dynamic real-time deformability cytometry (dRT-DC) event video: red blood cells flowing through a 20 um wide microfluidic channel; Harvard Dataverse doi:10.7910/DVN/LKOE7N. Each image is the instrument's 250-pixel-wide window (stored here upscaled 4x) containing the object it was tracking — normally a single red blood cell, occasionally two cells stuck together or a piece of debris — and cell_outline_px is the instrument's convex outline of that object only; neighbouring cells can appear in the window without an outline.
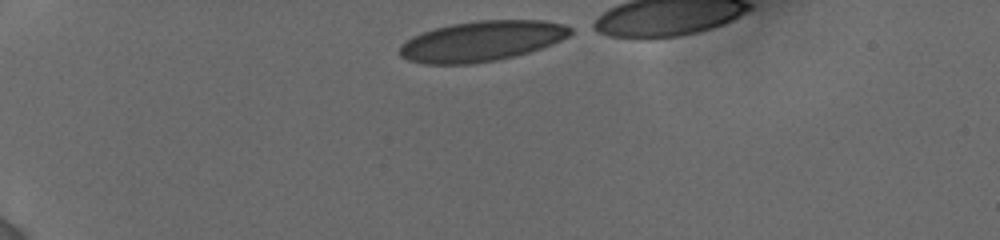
{"species": "human", "species_latin": "Homo sapiens", "temperature_condition": "cold", "stored_images_in_passage": 16, "camera_frame_rate_fps": 3000, "um_per_image_px": 0.085, "donor": {"sex": "female"}, "frame": {"image": 1, "passage_image": 1, "time_ms": 0.0, "image_size_px": [1000, 240], "cell_outline_px": [[572, 32], [568, 36], [552, 44], [528, 52], [496, 60], [472, 64], [424, 64], [408, 60], [400, 56], [400, 44], [412, 36], [436, 28], [452, 24], [480, 20], [544, 20], [564, 24], [572, 28]], "centroid_in_image_um": [40.93, 3.49], "position_along_channel_um": 44.1, "area_um2": 39.94}}
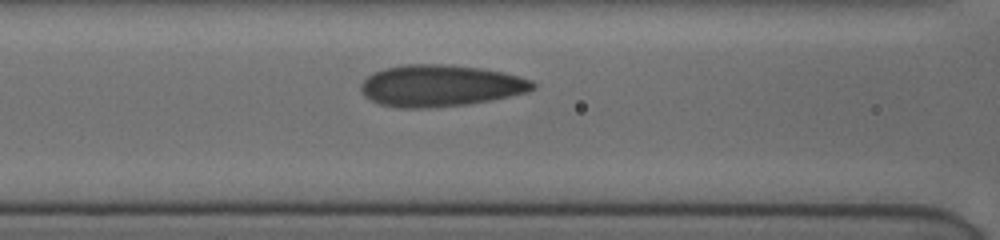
{"frame": {"image": 2, "passage_image": 11, "time_ms": 3.667, "image_size_px": [1000, 240], "cell_outline_px": [[536, 88], [528, 92], [468, 104], [428, 108], [400, 108], [380, 104], [364, 96], [360, 92], [360, 84], [372, 72], [384, 68], [404, 64], [444, 64], [480, 68], [504, 72], [532, 80], [536, 84]], "centroid_in_image_um": [37.41, 7.28], "position_along_channel_um": 129.2, "area_um2": 41.85}}
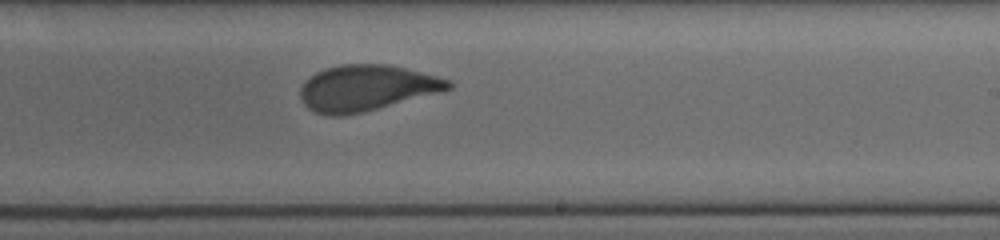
{"frame": {"image": 3, "passage_image": 16, "time_ms": 7.0, "image_size_px": [1000, 240], "cell_outline_px": [[452, 88], [440, 92], [344, 116], [332, 116], [316, 112], [308, 108], [304, 104], [300, 96], [300, 88], [304, 80], [316, 72], [324, 68], [340, 64], [388, 64], [452, 80]], "centroid_in_image_um": [31.11, 7.46], "position_along_channel_um": 257.9, "area_um2": 39.3}}